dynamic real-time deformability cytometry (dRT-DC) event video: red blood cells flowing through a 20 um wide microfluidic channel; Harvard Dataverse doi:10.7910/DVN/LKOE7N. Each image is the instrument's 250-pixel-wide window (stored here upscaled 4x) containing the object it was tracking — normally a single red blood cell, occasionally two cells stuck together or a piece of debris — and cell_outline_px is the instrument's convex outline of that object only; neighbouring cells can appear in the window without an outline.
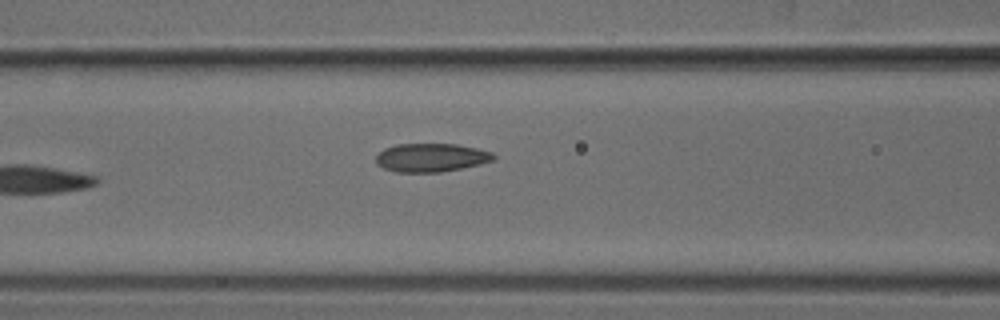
{"species": "common noctule bat (a hibernating species)", "species_latin": "Nyctalus noctula", "temperature_condition": "cold", "stored_images_in_passage": 6, "camera_frame_rate_fps": 3000, "um_per_image_px": 0.085, "animal": {"sex": "male", "body_mass_g": 18.8}, "frame": {"image": 1, "passage_image": 6, "time_ms": 6.0, "image_size_px": [1000, 320], "cell_outline_px": [[496, 160], [480, 164], [440, 172], [396, 172], [384, 168], [376, 164], [376, 156], [384, 148], [396, 144], [456, 144], [476, 148], [492, 152], [496, 156]], "centroid_in_image_um": [36.65, 13.39], "position_along_channel_um": 129.9, "area_um2": 19.54}}